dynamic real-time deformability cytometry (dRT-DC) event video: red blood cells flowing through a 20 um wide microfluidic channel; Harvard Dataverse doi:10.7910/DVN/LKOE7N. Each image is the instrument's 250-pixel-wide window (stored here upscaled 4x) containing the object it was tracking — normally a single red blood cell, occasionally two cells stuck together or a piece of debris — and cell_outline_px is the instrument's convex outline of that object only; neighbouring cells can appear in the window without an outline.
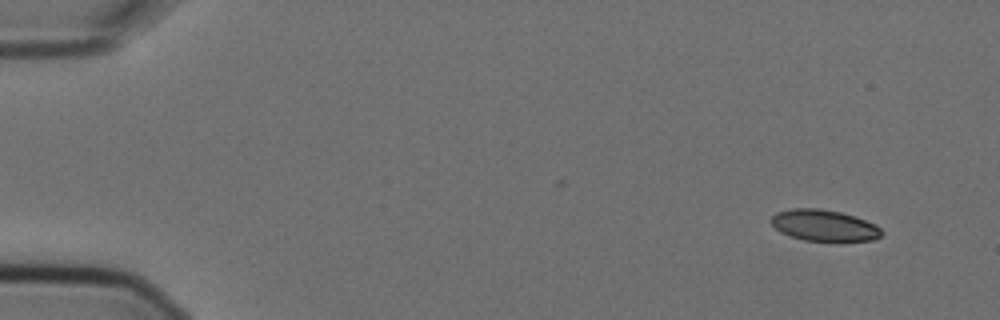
{"species": "Egyptian fruit bat (a non-hibernating species)", "species_latin": "Rousettus aegyptiacus", "temperature_condition": "cold", "stored_images_in_passage": 5, "camera_frame_rate_fps": 3000, "um_per_image_px": 0.085, "animal": {"sex": "female"}, "frame": {"image": 1, "passage_image": 1, "time_ms": 0.0, "image_size_px": [1000, 320], "cell_outline_px": [[884, 232], [880, 236], [872, 240], [840, 244], [804, 240], [788, 236], [780, 232], [772, 224], [772, 216], [776, 212], [792, 208], [820, 208], [840, 212], [876, 224]], "centroid_in_image_um": [70.08, 19.21], "position_along_channel_um": 14.9, "area_um2": 20.87}}